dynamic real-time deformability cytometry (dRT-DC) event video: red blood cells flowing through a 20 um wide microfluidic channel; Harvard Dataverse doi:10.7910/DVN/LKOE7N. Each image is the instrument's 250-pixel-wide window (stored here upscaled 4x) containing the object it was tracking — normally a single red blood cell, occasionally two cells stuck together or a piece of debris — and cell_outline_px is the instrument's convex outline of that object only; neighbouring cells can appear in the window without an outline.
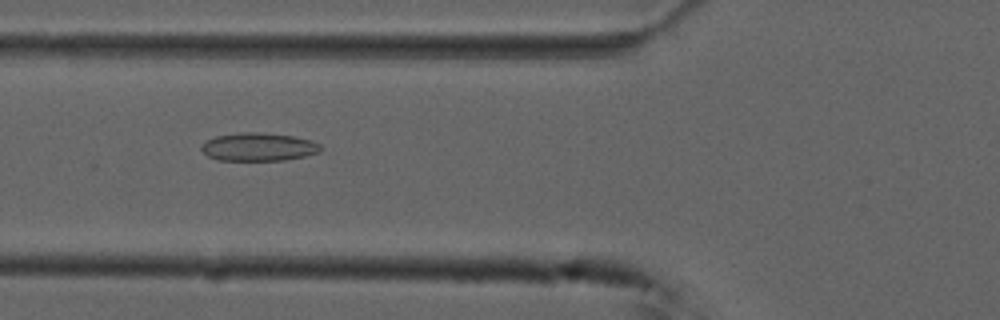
{"species": "common noctule bat (a hibernating species)", "species_latin": "Nyctalus noctula", "temperature_condition": "cold", "stored_images_in_passage": 30, "camera_frame_rate_fps": 3000, "um_per_image_px": 0.085, "animal": {"sex": "male", "forearm_length_mm": 52.5}, "frame": {"image": 1, "passage_image": 3, "time_ms": 0.667, "image_size_px": [1000, 320], "cell_outline_px": [[324, 148], [320, 152], [304, 156], [284, 160], [216, 160], [208, 156], [200, 148], [200, 144], [204, 140], [216, 136], [240, 132], [260, 132], [292, 136], [312, 140], [320, 144]], "centroid_in_image_um": [21.96, 12.48], "position_along_channel_um": 103.8, "area_um2": 19.77}}
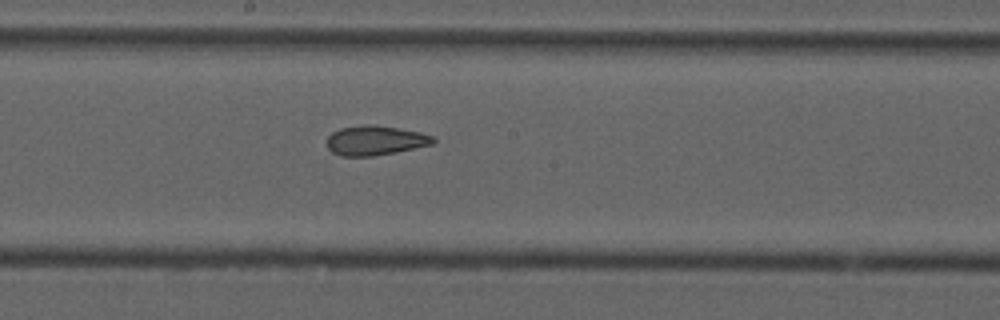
{"frame": {"image": 2, "passage_image": 12, "time_ms": 3.667, "image_size_px": [1000, 320], "cell_outline_px": [[436, 140], [432, 144], [396, 152], [372, 156], [340, 156], [332, 152], [328, 148], [328, 136], [332, 132], [340, 128], [368, 124], [396, 128], [420, 132], [432, 136]], "centroid_in_image_um": [31.87, 11.94], "position_along_channel_um": 216.3, "area_um2": 18.09}}
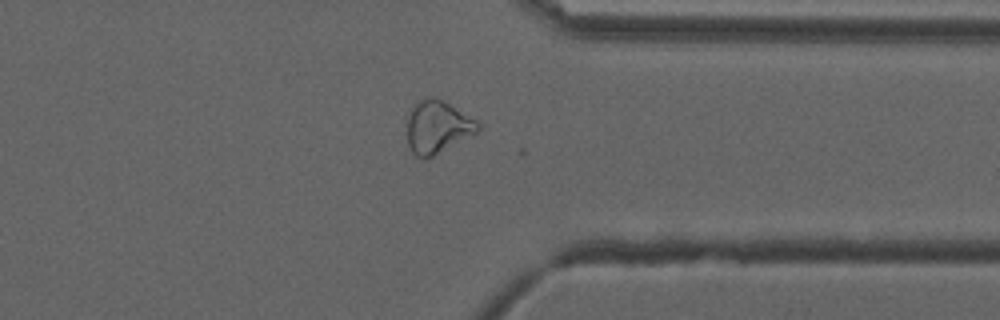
{"frame": {"image": 3, "passage_image": 25, "time_ms": 8.0, "image_size_px": [1000, 320], "cell_outline_px": [[484, 124], [476, 132], [428, 160], [424, 160], [416, 156], [412, 152], [408, 144], [408, 116], [412, 108], [420, 100], [428, 96], [432, 96], [448, 104]], "centroid_in_image_um": [37.19, 10.83], "position_along_channel_um": 374.2, "area_um2": 21.62}}